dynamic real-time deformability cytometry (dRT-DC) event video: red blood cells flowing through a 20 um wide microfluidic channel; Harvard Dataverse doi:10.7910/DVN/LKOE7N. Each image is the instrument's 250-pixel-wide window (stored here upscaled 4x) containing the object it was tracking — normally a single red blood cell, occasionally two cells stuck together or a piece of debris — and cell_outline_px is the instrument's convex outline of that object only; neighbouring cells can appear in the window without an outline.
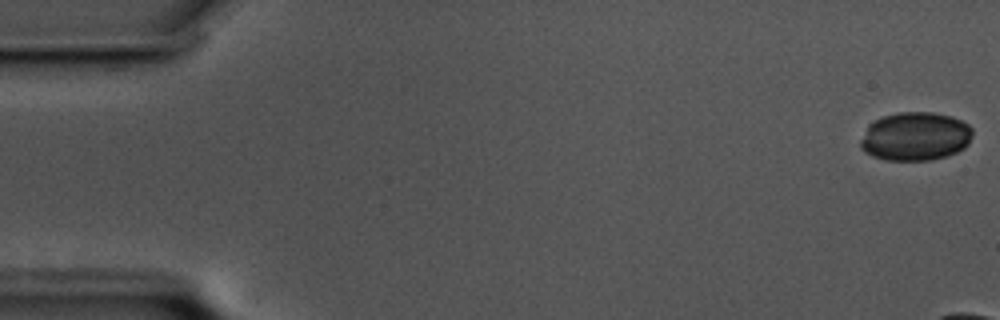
{"species": "common noctule bat (a hibernating species)", "species_latin": "Nyctalus noctula", "temperature_condition": "cold", "stored_images_in_passage": 9, "camera_frame_rate_fps": 3000, "um_per_image_px": 0.085, "animal": {"sex": "male", "body_mass_g": 17.5, "forearm_length_mm": 52.3}, "frame": {"image": 1, "passage_image": 1, "time_ms": 0.0, "image_size_px": [1000, 320], "cell_outline_px": [[972, 136], [968, 144], [964, 148], [956, 152], [932, 160], [884, 160], [872, 156], [864, 152], [860, 148], [860, 140], [868, 124], [884, 116], [900, 112], [932, 112], [952, 116], [968, 124], [972, 128]], "centroid_in_image_um": [77.79, 11.6], "position_along_channel_um": 7.2, "area_um2": 31.85}}